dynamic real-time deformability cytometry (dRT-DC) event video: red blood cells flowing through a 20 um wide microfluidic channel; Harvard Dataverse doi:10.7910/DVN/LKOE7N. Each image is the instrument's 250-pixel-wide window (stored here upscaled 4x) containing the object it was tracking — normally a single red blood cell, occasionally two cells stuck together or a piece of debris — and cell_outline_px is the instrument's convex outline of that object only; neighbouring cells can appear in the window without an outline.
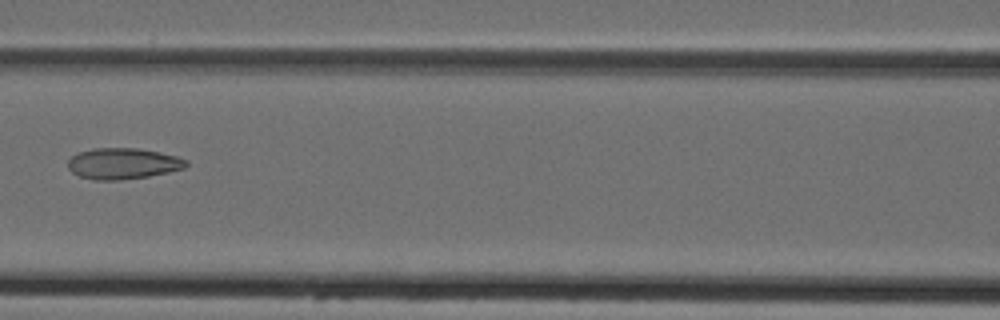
{"species": "Egyptian fruit bat (a non-hibernating species)", "species_latin": "Rousettus aegyptiacus", "temperature_condition": "cold", "stored_images_in_passage": 4, "camera_frame_rate_fps": 3000, "um_per_image_px": 0.085, "animal": {"sex": "female"}, "frame": {"image": 1, "passage_image": 4, "time_ms": 3.333, "image_size_px": [1000, 320], "cell_outline_px": [[188, 164], [184, 168], [168, 172], [148, 176], [120, 180], [92, 180], [80, 176], [72, 172], [68, 168], [68, 160], [72, 156], [80, 152], [92, 148], [140, 148], [160, 152], [176, 156], [188, 160]], "centroid_in_image_um": [10.45, 13.9], "position_along_channel_um": 156.2, "area_um2": 21.44}}